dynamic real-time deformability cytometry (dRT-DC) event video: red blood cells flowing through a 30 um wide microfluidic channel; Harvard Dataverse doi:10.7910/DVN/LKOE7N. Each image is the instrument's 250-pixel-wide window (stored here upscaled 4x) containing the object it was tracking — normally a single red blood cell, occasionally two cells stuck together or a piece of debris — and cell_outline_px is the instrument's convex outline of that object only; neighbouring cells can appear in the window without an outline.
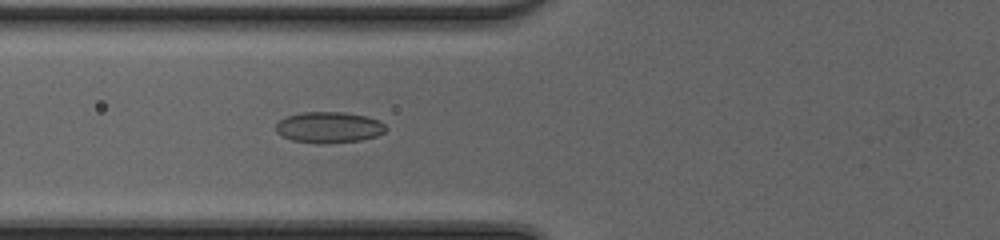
{"species": "common noctule bat (a hibernating species)", "species_latin": "Nyctalus noctula", "temperature_condition": "cold", "stored_images_in_passage": 53, "camera_frame_rate_fps": 3000, "um_per_image_px": 0.085, "animal": {"sex": "female", "body_mass_g": 20.0, "forearm_length_mm": 54.0}, "frame": {"image": 1, "passage_image": 24, "time_ms": 7.667, "image_size_px": [1000, 240], "cell_outline_px": [[388, 128], [384, 132], [376, 136], [360, 140], [324, 144], [316, 144], [292, 140], [276, 132], [276, 124], [280, 120], [288, 116], [304, 112], [344, 112], [368, 116], [380, 120]], "centroid_in_image_um": [27.99, 10.83], "position_along_channel_um": 97.8, "area_um2": 20.0}}
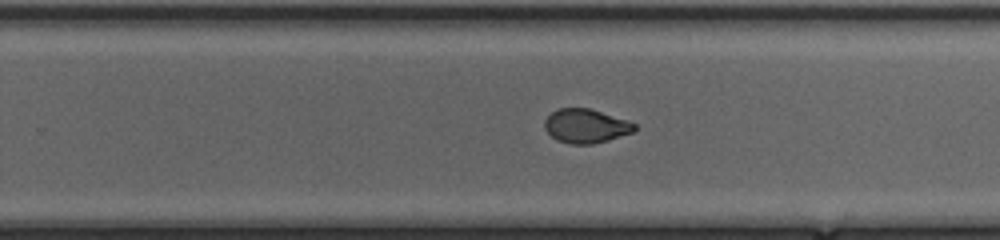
{"frame": {"image": 2, "passage_image": 37, "time_ms": 12.0, "image_size_px": [1000, 240], "cell_outline_px": [[636, 128], [632, 132], [608, 140], [592, 144], [572, 144], [556, 140], [544, 128], [544, 120], [556, 108], [588, 108], [628, 120], [636, 124]], "centroid_in_image_um": [49.78, 10.7], "position_along_channel_um": 280.0, "area_um2": 17.74}}
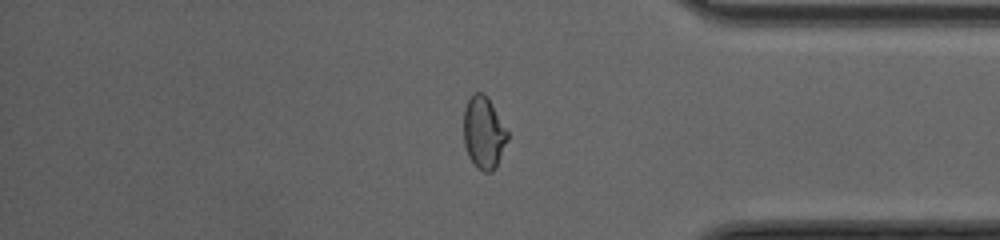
{"frame": {"image": 3, "passage_image": 46, "time_ms": 15.0, "image_size_px": [1000, 240], "cell_outline_px": [[508, 140], [496, 168], [492, 172], [484, 172], [476, 168], [468, 156], [464, 144], [464, 108], [472, 92], [484, 92], [488, 96], [508, 132]], "centroid_in_image_um": [41.11, 11.28], "position_along_channel_um": 394.1, "area_um2": 18.79}, "authors_computed_cell_mechanics": {"area_um2": 18.9006, "velocity_mm_per_s": 4.1966, "shape_relaxation_time_tau1_ms": 5.4218, "shape_relaxation_time_tau2_ms": 0.9911, "deformation_change_tau1": 0.1714, "deformation_change_tau2": 0.0446}}